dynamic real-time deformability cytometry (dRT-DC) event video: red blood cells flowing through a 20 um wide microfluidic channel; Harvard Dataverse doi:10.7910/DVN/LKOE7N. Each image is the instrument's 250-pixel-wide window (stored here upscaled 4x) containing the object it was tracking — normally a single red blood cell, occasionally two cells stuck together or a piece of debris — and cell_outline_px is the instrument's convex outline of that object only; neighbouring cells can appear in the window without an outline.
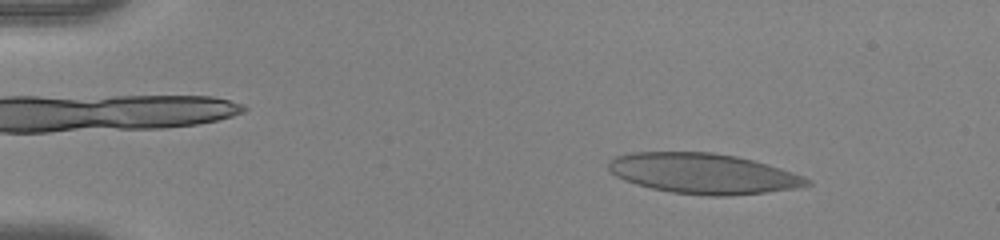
{"species": "human", "species_latin": "Homo sapiens", "temperature_condition": "warm", "stored_images_in_passage": 52, "camera_frame_rate_fps": 3000, "um_per_image_px": 0.085, "donor": {"sex": "female"}, "frame": {"image": 1, "passage_image": 7, "time_ms": 2.0, "image_size_px": [1000, 240], "cell_outline_px": [[812, 184], [796, 188], [764, 192], [728, 196], [708, 196], [672, 192], [652, 188], [636, 184], [624, 180], [616, 176], [608, 168], [608, 160], [616, 156], [632, 152], [712, 152], [736, 156], [752, 160], [780, 168], [804, 176], [812, 180]], "centroid_in_image_um": [59.77, 14.75], "position_along_channel_um": 25.2, "area_um2": 46.59}}
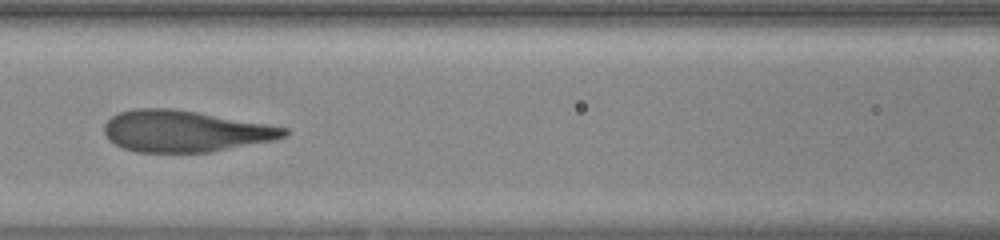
{"frame": {"image": 2, "passage_image": 24, "time_ms": 7.667, "image_size_px": [1000, 240], "cell_outline_px": [[288, 136], [272, 140], [212, 152], [136, 152], [124, 148], [108, 140], [104, 132], [104, 124], [112, 116], [120, 112], [132, 108], [172, 108], [268, 124], [288, 128]], "centroid_in_image_um": [15.7, 11.15], "position_along_channel_um": 150.9, "area_um2": 43.35}}
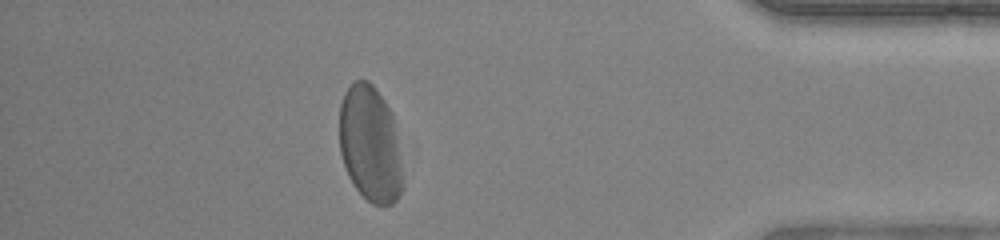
{"frame": {"image": 3, "passage_image": 46, "time_ms": 15.0, "image_size_px": [1000, 240], "cell_outline_px": [[404, 188], [400, 196], [392, 204], [372, 204], [352, 184], [348, 176], [340, 152], [340, 104], [344, 92], [352, 80], [368, 80], [376, 88], [392, 112], [396, 136]], "centroid_in_image_um": [31.45, 12.23], "position_along_channel_um": 403.8, "area_um2": 42.89}, "authors_computed_cell_mechanics": {"area_um2": 46.1244, "velocity_mm_per_s": 3.9011, "shape_relaxation_time_tau1_ms": 2.6529, "shape_relaxation_time_tau2_ms": 0.8054, "deformation_change_tau1": 0.1402, "deformation_change_tau2": 0.0778}}